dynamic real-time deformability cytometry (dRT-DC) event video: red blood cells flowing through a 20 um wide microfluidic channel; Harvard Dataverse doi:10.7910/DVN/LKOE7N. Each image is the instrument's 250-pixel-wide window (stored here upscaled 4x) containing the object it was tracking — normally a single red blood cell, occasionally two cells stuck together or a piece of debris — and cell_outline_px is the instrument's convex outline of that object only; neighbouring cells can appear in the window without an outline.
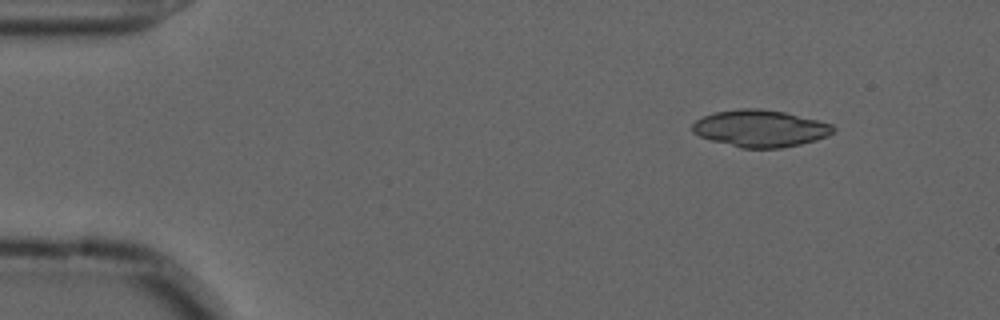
{"species": "common noctule bat (a hibernating species)", "species_latin": "Nyctalus noctula", "temperature_condition": "cold", "stored_images_in_passage": 49, "camera_frame_rate_fps": 3000, "um_per_image_px": 0.085, "animal": {"sex": "male", "forearm_length_mm": 52.5}, "frame": {"image": 1, "passage_image": 1, "time_ms": 0.0, "image_size_px": [1000, 320], "cell_outline_px": [[836, 128], [828, 136], [816, 140], [800, 144], [780, 148], [740, 148], [712, 140], [700, 136], [692, 132], [692, 124], [696, 120], [704, 116], [716, 112], [740, 108], [760, 108], [784, 112], [832, 124]], "centroid_in_image_um": [64.62, 10.92], "position_along_channel_um": 20.4, "area_um2": 30.17}}